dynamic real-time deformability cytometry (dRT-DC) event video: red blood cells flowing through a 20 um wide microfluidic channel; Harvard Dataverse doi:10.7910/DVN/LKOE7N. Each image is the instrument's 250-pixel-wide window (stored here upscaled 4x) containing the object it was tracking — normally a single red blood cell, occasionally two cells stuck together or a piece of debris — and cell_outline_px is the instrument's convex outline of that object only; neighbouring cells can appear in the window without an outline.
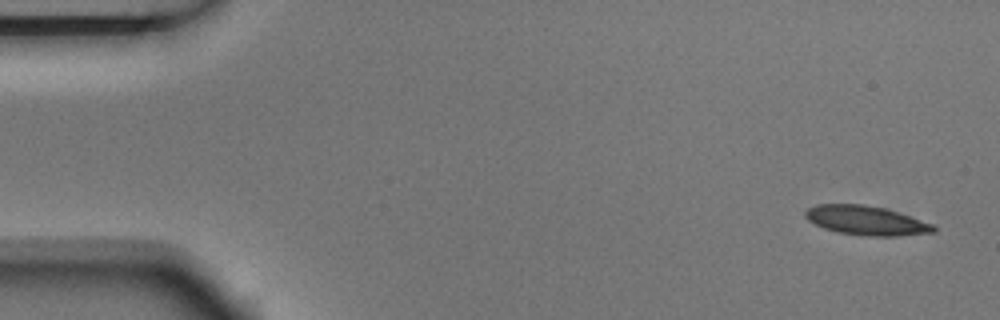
{"species": "Egyptian fruit bat (a non-hibernating species)", "species_latin": "Rousettus aegyptiacus", "temperature_condition": "room temperature", "stored_images_in_passage": 9, "camera_frame_rate_fps": 3000, "um_per_image_px": 0.085, "animal": {"sex": "male"}, "frame": {"image": 1, "passage_image": 1, "time_ms": 0.0, "image_size_px": [1000, 320], "cell_outline_px": [[936, 232], [896, 236], [868, 236], [840, 232], [824, 228], [808, 220], [804, 216], [804, 212], [808, 208], [816, 204], [864, 204], [884, 208], [932, 224], [936, 228]], "centroid_in_image_um": [73.59, 18.73], "position_along_channel_um": 11.4, "area_um2": 21.56}}
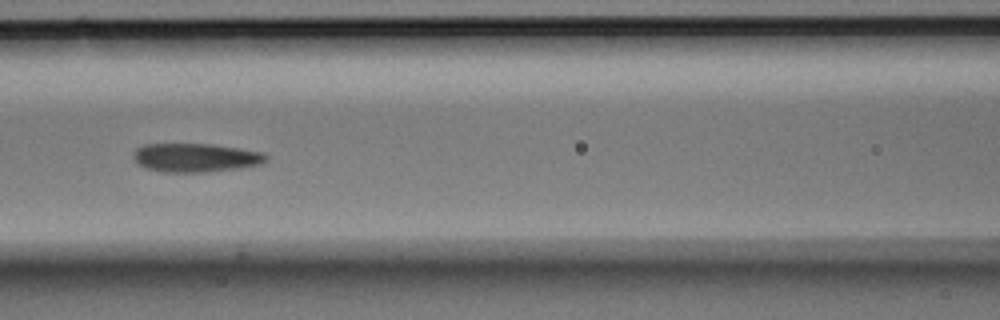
{"frame": {"image": 2, "passage_image": 7, "time_ms": 2.0, "image_size_px": [1000, 320], "cell_outline_px": [[268, 160], [260, 164], [240, 168], [204, 172], [160, 172], [144, 168], [136, 164], [132, 156], [132, 152], [136, 148], [144, 144], [212, 144], [264, 152], [268, 156]], "centroid_in_image_um": [16.58, 13.4], "position_along_channel_um": 150.0, "area_um2": 22.54}}
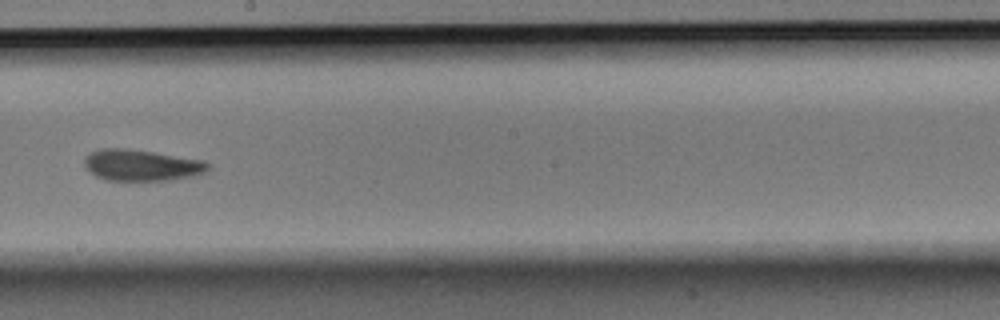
{"frame": {"image": 3, "passage_image": 9, "time_ms": 2.667, "image_size_px": [1000, 320], "cell_outline_px": [[212, 164], [204, 172], [196, 176], [168, 180], [104, 180], [96, 176], [84, 164], [84, 156], [100, 148], [128, 148], [204, 160]], "centroid_in_image_um": [12.05, 14.03], "position_along_channel_um": 236.2, "area_um2": 22.6}}